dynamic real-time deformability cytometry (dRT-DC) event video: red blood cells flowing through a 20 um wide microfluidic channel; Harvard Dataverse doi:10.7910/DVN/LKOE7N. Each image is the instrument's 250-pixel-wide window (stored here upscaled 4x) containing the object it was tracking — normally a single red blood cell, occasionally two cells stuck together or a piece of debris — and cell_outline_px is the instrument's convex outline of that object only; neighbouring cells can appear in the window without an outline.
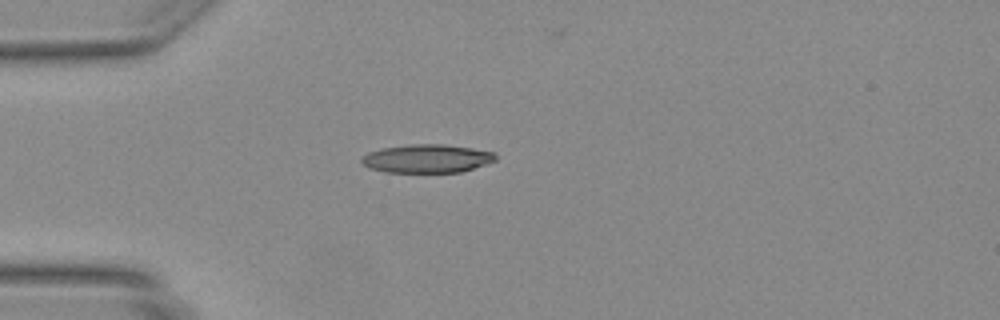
{"species": "Egyptian fruit bat (a non-hibernating species)", "species_latin": "Rousettus aegyptiacus", "temperature_condition": "warm", "stored_images_in_passage": 35, "camera_frame_rate_fps": 3000, "um_per_image_px": 0.085, "animal": {"sex": "female"}, "frame": {"image": 1, "passage_image": 1, "time_ms": 0.0, "image_size_px": [1000, 320], "cell_outline_px": [[496, 160], [460, 172], [384, 172], [368, 168], [360, 160], [368, 152], [384, 148], [412, 144], [444, 144], [472, 148], [496, 152]], "centroid_in_image_um": [36.29, 13.47], "position_along_channel_um": 48.7, "area_um2": 22.02}}
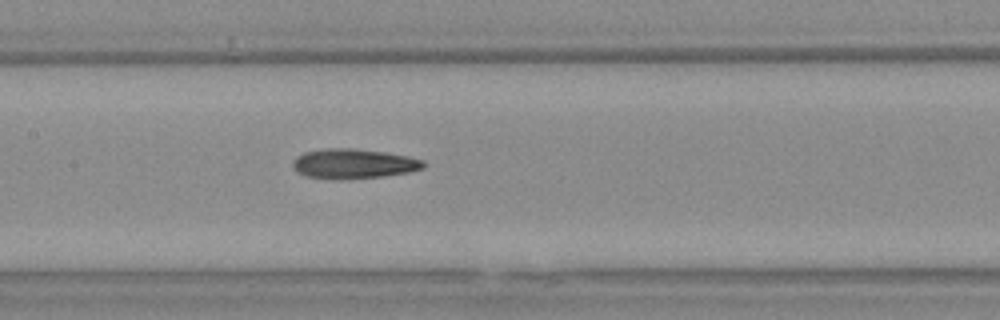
{"frame": {"image": 2, "passage_image": 11, "time_ms": 3.333, "image_size_px": [1000, 320], "cell_outline_px": [[424, 168], [408, 172], [384, 176], [308, 176], [292, 168], [292, 164], [296, 156], [304, 152], [324, 148], [352, 148], [384, 152], [408, 156], [424, 160]], "centroid_in_image_um": [30.09, 13.85], "position_along_channel_um": 177.3, "area_um2": 21.56}}
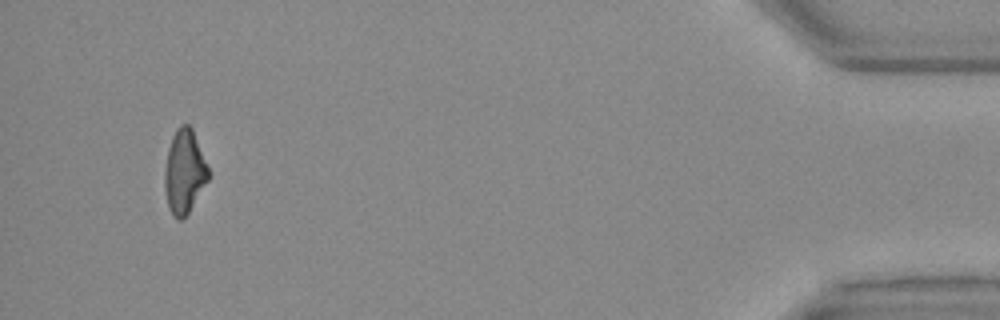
{"frame": {"image": 3, "passage_image": 33, "time_ms": 10.667, "image_size_px": [1000, 320], "cell_outline_px": [[208, 180], [188, 212], [180, 220], [176, 220], [172, 216], [168, 204], [164, 188], [164, 172], [168, 148], [172, 136], [176, 128], [180, 124], [188, 124], [192, 128], [208, 168]], "centroid_in_image_um": [15.64, 14.58], "position_along_channel_um": 419.6, "area_um2": 21.1}}